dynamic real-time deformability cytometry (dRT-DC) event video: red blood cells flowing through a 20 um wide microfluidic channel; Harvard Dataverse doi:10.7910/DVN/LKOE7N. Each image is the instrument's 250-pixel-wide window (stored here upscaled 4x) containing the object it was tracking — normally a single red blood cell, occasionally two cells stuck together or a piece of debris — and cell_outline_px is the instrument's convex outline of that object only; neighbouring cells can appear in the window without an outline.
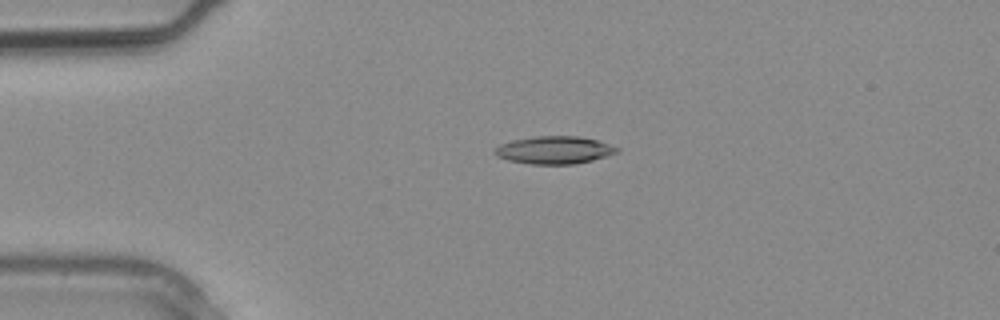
{"species": "common noctule bat (a hibernating species)", "species_latin": "Nyctalus noctula", "temperature_condition": "warm", "stored_images_in_passage": 3, "camera_frame_rate_fps": 3000, "um_per_image_px": 0.085, "animal": {"sex": "male", "body_mass_g": 20.4}, "frame": {"image": 1, "passage_image": 2, "time_ms": 0.333, "image_size_px": [1000, 320], "cell_outline_px": [[620, 152], [592, 160], [576, 164], [532, 164], [508, 160], [496, 156], [492, 152], [500, 144], [512, 140], [532, 136], [576, 136], [596, 140], [620, 148]], "centroid_in_image_um": [47.1, 12.75], "position_along_channel_um": 37.9, "area_um2": 19.71}}
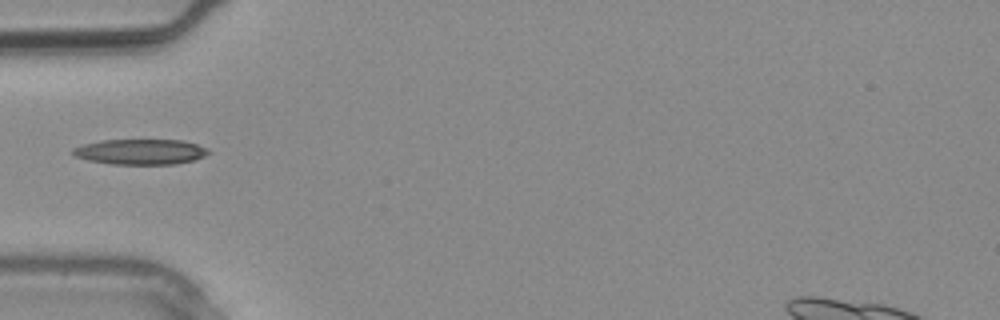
{"frame": {"image": 2, "passage_image": 3, "time_ms": 0.667, "image_size_px": [1000, 320], "cell_outline_px": [[212, 152], [196, 160], [176, 164], [112, 164], [88, 160], [76, 156], [72, 152], [72, 148], [84, 144], [100, 140], [180, 140], [196, 144], [208, 148]], "centroid_in_image_um": [11.98, 12.9], "position_along_channel_um": 73.0, "area_um2": 20.11}}